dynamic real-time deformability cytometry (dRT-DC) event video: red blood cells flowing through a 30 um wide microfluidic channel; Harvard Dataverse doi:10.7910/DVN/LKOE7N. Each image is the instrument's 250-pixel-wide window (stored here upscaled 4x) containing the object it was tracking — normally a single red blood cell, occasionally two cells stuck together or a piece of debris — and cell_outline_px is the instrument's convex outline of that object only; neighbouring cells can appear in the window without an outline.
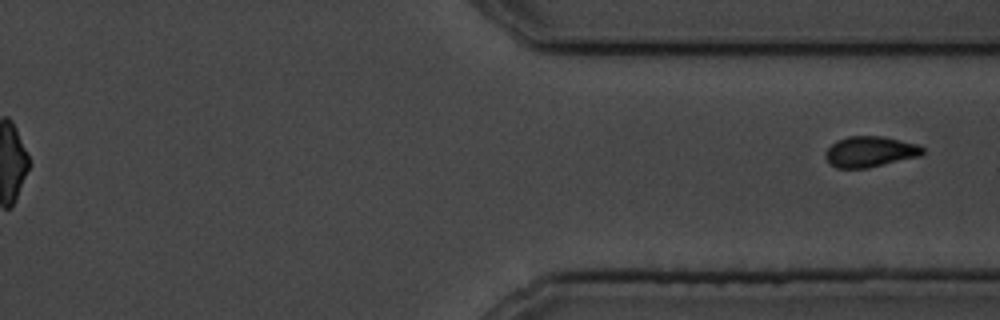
{"species": "common noctule bat (a hibernating species)", "species_latin": "Nyctalus noctula", "temperature_condition": "cold", "stored_images_in_passage": 14, "segment_of_instrument_passage": [2, 2], "camera_frame_rate_fps": 3000, "um_per_image_px": 0.085, "animal": {"sex": "male", "body_mass_g": 19.5, "forearm_length_mm": 54.6}, "frame": {"image": 1, "passage_image": 14, "time_ms": 16.667, "image_size_px": [1000, 320], "cell_outline_px": [[924, 152], [920, 156], [868, 168], [836, 168], [828, 164], [824, 156], [824, 152], [836, 140], [848, 136], [884, 136], [920, 144], [924, 148]], "centroid_in_image_um": [73.94, 12.89], "position_along_channel_um": 337.5, "area_um2": 17.74}}